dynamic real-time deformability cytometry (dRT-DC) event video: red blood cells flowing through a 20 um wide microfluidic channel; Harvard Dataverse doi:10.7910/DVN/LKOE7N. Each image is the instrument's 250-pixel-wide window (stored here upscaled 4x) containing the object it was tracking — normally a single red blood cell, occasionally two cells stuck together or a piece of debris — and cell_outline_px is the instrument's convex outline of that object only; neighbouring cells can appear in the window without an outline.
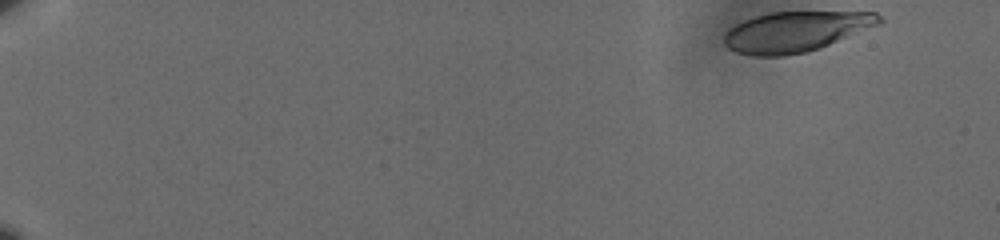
{"species": "human", "species_latin": "Homo sapiens", "temperature_condition": "cold", "stored_images_in_passage": 56, "camera_frame_rate_fps": 3000, "um_per_image_px": 0.085, "donor": {"sex": "male"}, "frame": {"image": 1, "passage_image": 1, "time_ms": 0.0, "image_size_px": [1000, 240], "cell_outline_px": [[884, 20], [880, 24], [820, 48], [808, 52], [784, 56], [752, 56], [736, 52], [728, 48], [724, 44], [724, 32], [728, 28], [744, 20], [768, 12], [876, 12]], "centroid_in_image_um": [67.61, 2.69], "position_along_channel_um": 17.4, "area_um2": 36.65}}
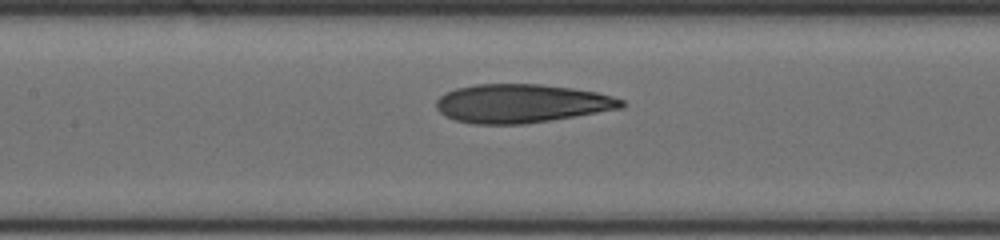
{"frame": {"image": 2, "passage_image": 28, "time_ms": 9.0, "image_size_px": [1000, 240], "cell_outline_px": [[624, 108], [576, 116], [524, 124], [476, 124], [456, 120], [444, 116], [436, 108], [436, 100], [444, 92], [456, 88], [476, 84], [540, 84], [572, 88], [596, 92], [612, 96], [624, 100]], "centroid_in_image_um": [44.31, 8.79], "position_along_channel_um": 163.1, "area_um2": 41.79}}
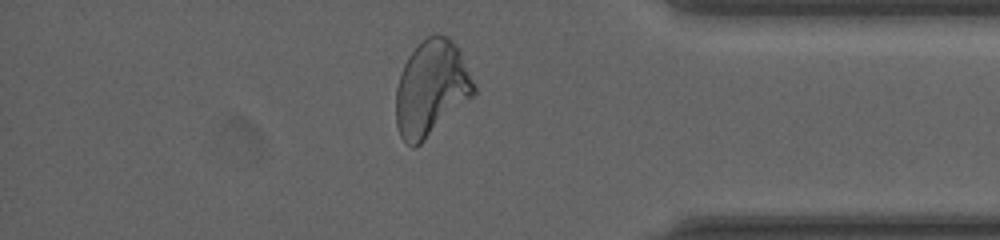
{"frame": {"image": 3, "passage_image": 49, "time_ms": 16.0, "image_size_px": [1000, 240], "cell_outline_px": [[476, 92], [472, 96], [416, 148], [412, 148], [400, 136], [396, 124], [396, 88], [404, 64], [408, 56], [428, 36], [436, 32], [448, 36], [456, 44], [460, 52], [476, 88]], "centroid_in_image_um": [36.64, 7.5], "position_along_channel_um": 398.6, "area_um2": 42.95}, "authors_computed_cell_mechanics": {"area_um2": 41.5293, "velocity_mm_per_s": 3.5734, "shape_relaxation_time_tau1_ms": null, "shape_relaxation_time_tau2_ms": 2.0149, "deformation_change_tau1": null, "deformation_change_tau2": 0.0935}}